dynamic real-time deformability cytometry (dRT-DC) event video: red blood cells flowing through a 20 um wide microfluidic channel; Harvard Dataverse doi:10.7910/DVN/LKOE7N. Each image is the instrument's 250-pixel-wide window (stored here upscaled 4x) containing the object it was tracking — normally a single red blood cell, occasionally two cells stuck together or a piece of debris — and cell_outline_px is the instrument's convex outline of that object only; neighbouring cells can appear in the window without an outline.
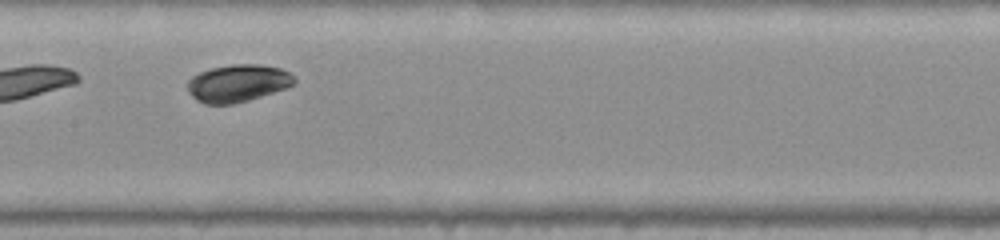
{"species": "common noctule bat (a hibernating species)", "species_latin": "Nyctalus noctula", "temperature_condition": "warm", "stored_images_in_passage": 19, "camera_frame_rate_fps": 3000, "um_per_image_px": 0.085, "animal": {"sex": "female", "body_mass_g": 22.0, "forearm_length_mm": 56.7}, "frame": {"image": 1, "passage_image": 11, "time_ms": 3.333, "image_size_px": [1000, 240], "cell_outline_px": [[296, 80], [292, 84], [284, 88], [248, 100], [232, 104], [204, 104], [196, 100], [188, 92], [188, 80], [192, 76], [200, 72], [212, 68], [232, 64], [260, 64], [280, 68], [288, 72]], "centroid_in_image_um": [20.16, 7.07], "position_along_channel_um": 187.2, "area_um2": 23.0}}